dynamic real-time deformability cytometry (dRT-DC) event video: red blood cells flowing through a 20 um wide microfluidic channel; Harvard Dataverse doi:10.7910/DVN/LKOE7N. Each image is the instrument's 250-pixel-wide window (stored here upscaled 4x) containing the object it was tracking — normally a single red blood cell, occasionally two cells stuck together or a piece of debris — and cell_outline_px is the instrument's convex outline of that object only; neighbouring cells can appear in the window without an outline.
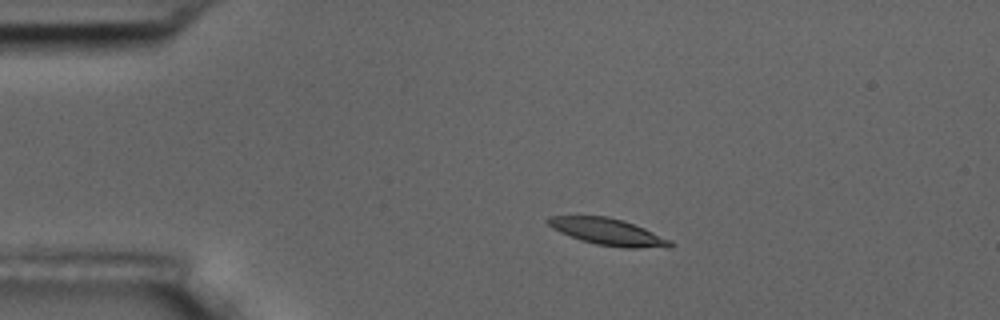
{"species": "common noctule bat (a hibernating species)", "species_latin": "Nyctalus noctula", "temperature_condition": "room temperature", "stored_images_in_passage": 6, "camera_frame_rate_fps": 3000, "um_per_image_px": 0.085, "animal": {"sex": "male", "body_mass_g": 17.5, "forearm_length_mm": 52.3}, "frame": {"image": 1, "passage_image": 3, "time_ms": 2.333, "image_size_px": [1000, 320], "cell_outline_px": [[676, 244], [672, 248], [624, 248], [596, 244], [580, 240], [560, 232], [552, 228], [544, 220], [548, 216], [608, 216], [624, 220], [644, 228], [672, 240]], "centroid_in_image_um": [51.72, 19.72], "position_along_channel_um": 33.3, "area_um2": 19.36}}